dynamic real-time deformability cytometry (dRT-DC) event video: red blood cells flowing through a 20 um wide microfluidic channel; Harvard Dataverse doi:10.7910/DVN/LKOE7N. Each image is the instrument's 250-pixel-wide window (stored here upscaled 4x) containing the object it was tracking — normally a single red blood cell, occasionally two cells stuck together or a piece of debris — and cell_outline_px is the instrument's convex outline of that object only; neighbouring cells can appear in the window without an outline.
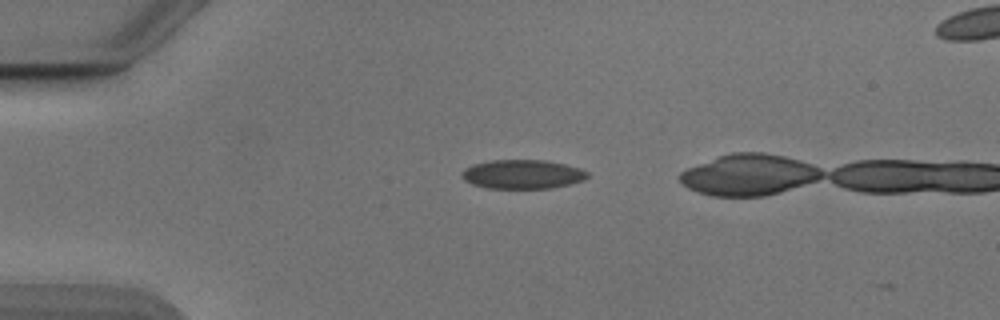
{"species": "Egyptian fruit bat (a non-hibernating species)", "species_latin": "Rousettus aegyptiacus", "temperature_condition": "cold", "stored_images_in_passage": 4, "camera_frame_rate_fps": 3000, "um_per_image_px": 0.085, "animal": {"sex": "male"}, "frame": {"image": 1, "passage_image": 1, "time_ms": 0.0, "image_size_px": [1000, 320], "cell_outline_px": [[588, 176], [584, 180], [552, 188], [488, 188], [472, 184], [464, 180], [460, 176], [464, 168], [472, 164], [492, 160], [544, 160], [564, 164], [580, 168], [588, 172]], "centroid_in_image_um": [44.38, 14.81], "position_along_channel_um": 40.6, "area_um2": 21.27}}